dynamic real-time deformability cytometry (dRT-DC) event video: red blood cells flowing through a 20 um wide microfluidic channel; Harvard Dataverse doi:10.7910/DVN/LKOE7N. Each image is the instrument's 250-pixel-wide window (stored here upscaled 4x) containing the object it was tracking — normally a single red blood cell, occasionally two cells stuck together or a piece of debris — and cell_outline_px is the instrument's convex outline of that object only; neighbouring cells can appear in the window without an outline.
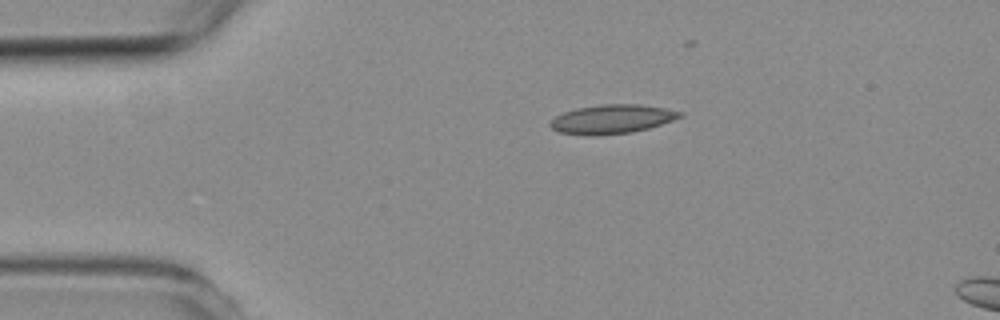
{"species": "common noctule bat (a hibernating species)", "species_latin": "Nyctalus noctula", "temperature_condition": "room temperature", "stored_images_in_passage": 2, "camera_frame_rate_fps": 3000, "um_per_image_px": 0.085, "animal": {"sex": "female", "body_mass_g": 19.3, "forearm_length_mm": 54.1}, "frame": {"image": 1, "passage_image": 1, "time_ms": 0.0, "image_size_px": [1000, 320], "cell_outline_px": [[684, 116], [648, 128], [632, 132], [592, 136], [560, 132], [552, 128], [548, 124], [556, 116], [564, 112], [576, 108], [600, 104], [640, 104], [664, 108], [684, 112]], "centroid_in_image_um": [52.02, 10.12], "position_along_channel_um": 33.0, "area_um2": 21.85}}